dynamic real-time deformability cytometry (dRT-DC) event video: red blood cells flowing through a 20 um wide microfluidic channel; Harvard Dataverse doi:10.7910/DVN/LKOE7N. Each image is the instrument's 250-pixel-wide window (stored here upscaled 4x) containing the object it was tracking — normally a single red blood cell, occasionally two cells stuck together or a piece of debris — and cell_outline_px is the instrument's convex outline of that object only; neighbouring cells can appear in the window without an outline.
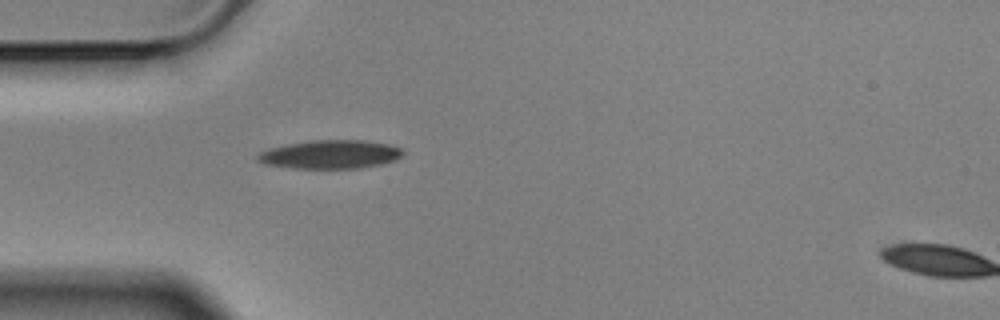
{"species": "Egyptian fruit bat (a non-hibernating species)", "species_latin": "Rousettus aegyptiacus", "temperature_condition": "cold", "stored_images_in_passage": 5, "camera_frame_rate_fps": 3000, "um_per_image_px": 0.085, "animal": {"sex": "male"}, "frame": {"image": 1, "passage_image": 5, "time_ms": 1.333, "image_size_px": [1000, 320], "cell_outline_px": [[404, 156], [396, 160], [380, 164], [360, 168], [292, 168], [264, 164], [256, 160], [256, 156], [260, 152], [268, 148], [288, 144], [312, 140], [364, 140], [388, 144], [400, 148], [404, 152]], "centroid_in_image_um": [28.07, 13.12], "position_along_channel_um": 56.9, "area_um2": 24.28}}